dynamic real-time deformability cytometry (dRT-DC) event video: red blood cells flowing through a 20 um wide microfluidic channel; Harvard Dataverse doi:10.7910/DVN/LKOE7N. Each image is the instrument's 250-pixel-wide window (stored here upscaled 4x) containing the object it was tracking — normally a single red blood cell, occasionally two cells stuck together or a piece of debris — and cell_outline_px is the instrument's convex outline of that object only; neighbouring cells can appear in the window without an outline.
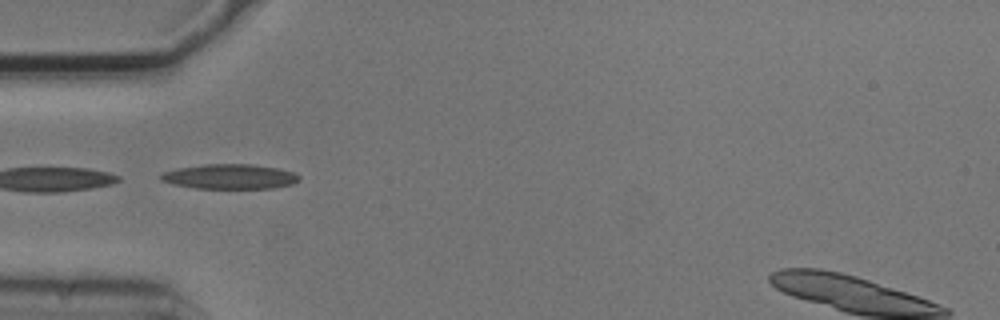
{"species": "common noctule bat (a hibernating species)", "species_latin": "Nyctalus noctula", "temperature_condition": "cold", "stored_images_in_passage": 4, "camera_frame_rate_fps": 3000, "um_per_image_px": 0.085, "animal": {"sex": "male", "body_mass_g": 20.5, "forearm_length_mm": 52.5}, "frame": {"image": 1, "passage_image": 4, "time_ms": 1.0, "image_size_px": [1000, 320], "cell_outline_px": [[300, 180], [292, 184], [272, 188], [196, 188], [172, 184], [160, 180], [160, 176], [164, 172], [180, 168], [204, 164], [252, 164], [276, 168], [292, 172], [300, 176]], "centroid_in_image_um": [19.54, 15.01], "position_along_channel_um": 65.5, "area_um2": 19.83}}